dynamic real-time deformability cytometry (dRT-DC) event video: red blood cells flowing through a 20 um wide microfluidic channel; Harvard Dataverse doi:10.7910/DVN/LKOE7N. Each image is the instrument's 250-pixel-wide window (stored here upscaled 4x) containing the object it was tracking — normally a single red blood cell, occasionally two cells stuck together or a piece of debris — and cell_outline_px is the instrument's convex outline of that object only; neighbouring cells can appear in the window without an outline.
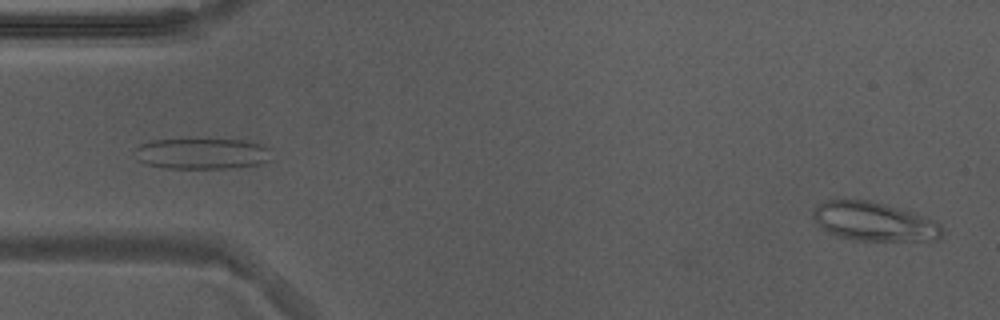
{"species": "Egyptian fruit bat (a non-hibernating species)", "species_latin": "Rousettus aegyptiacus", "temperature_condition": "warm", "stored_images_in_passage": 52, "camera_frame_rate_fps": 3000, "um_per_image_px": 0.085, "animal": {"sex": "male"}, "frame": {"image": 1, "passage_image": 1, "time_ms": 0.0, "image_size_px": [1000, 320], "cell_outline_px": [[944, 232], [936, 240], [856, 240], [836, 236], [820, 228], [812, 216], [812, 212], [820, 204], [828, 200], [868, 200], [884, 204], [912, 212], [932, 220], [940, 224], [944, 228]], "centroid_in_image_um": [74.28, 18.84], "position_along_channel_um": 10.7, "area_um2": 28.9}}
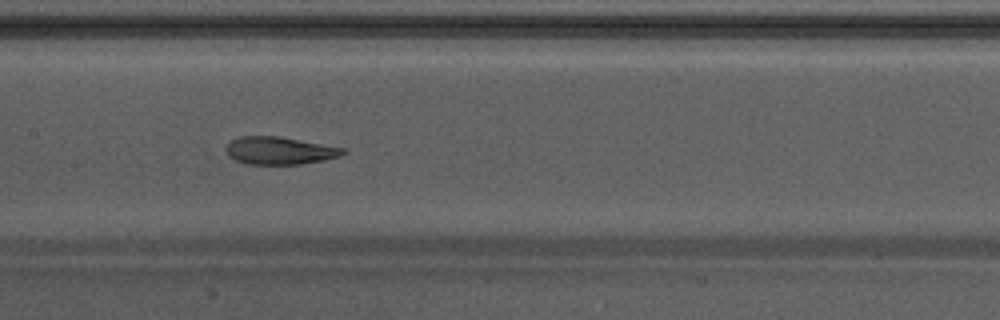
{"frame": {"image": 2, "passage_image": 24, "time_ms": 7.667, "image_size_px": [1000, 320], "cell_outline_px": [[348, 152], [340, 156], [324, 160], [300, 164], [244, 164], [228, 156], [224, 148], [232, 140], [240, 136], [280, 136], [344, 148]], "centroid_in_image_um": [23.75, 12.8], "position_along_channel_um": 183.6, "area_um2": 18.9}}
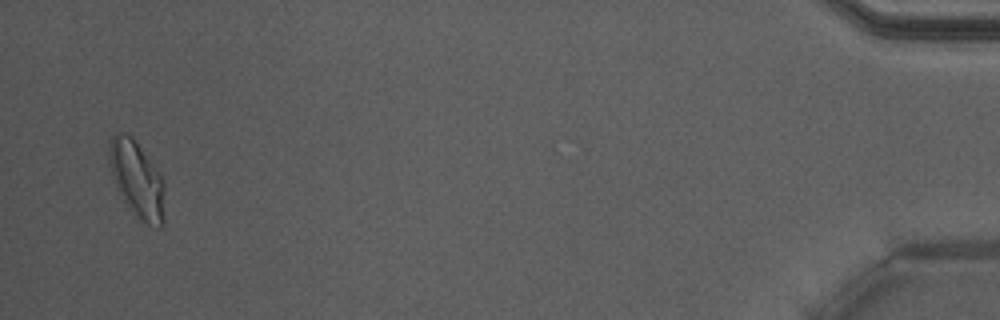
{"frame": {"image": 3, "passage_image": 50, "time_ms": 16.333, "image_size_px": [1000, 320], "cell_outline_px": [[164, 220], [160, 228], [148, 224], [140, 220], [128, 208], [116, 184], [108, 160], [108, 156], [112, 136], [120, 132], [124, 132], [132, 136], [164, 180]], "centroid_in_image_um": [11.66, 15.27], "position_along_channel_um": 423.5, "area_um2": 24.33}, "authors_computed_cell_mechanics": {"area_um2": 20.3456, "velocity_mm_per_s": 3.8333, "shape_relaxation_time_tau1_ms": 8.0017, "shape_relaxation_time_tau2_ms": 1.6678, "deformation_change_tau1": 0.215, "deformation_change_tau2": 0.085}}